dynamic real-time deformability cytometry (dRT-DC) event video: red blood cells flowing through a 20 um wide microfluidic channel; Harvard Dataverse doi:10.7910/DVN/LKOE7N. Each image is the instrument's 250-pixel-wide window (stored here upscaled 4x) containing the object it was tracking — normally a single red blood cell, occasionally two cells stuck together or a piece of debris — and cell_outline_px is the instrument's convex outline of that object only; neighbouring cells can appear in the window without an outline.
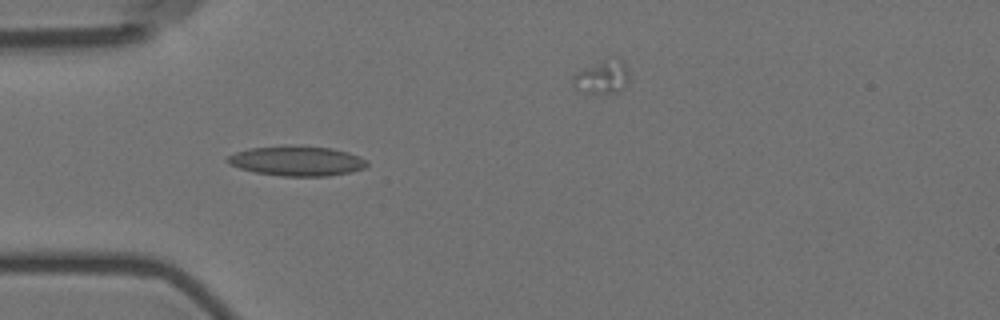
{"species": "Egyptian fruit bat (a non-hibernating species)", "species_latin": "Rousettus aegyptiacus", "temperature_condition": "room temperature", "stored_images_in_passage": 7, "camera_frame_rate_fps": 3000, "um_per_image_px": 0.085, "animal": {"sex": "female"}, "frame": {"image": 1, "passage_image": 5, "time_ms": 5.333, "image_size_px": [1000, 320], "cell_outline_px": [[368, 164], [364, 168], [352, 172], [328, 176], [280, 176], [256, 172], [240, 168], [228, 164], [224, 160], [228, 156], [236, 152], [248, 148], [292, 144], [332, 148], [348, 152], [360, 156], [368, 160]], "centroid_in_image_um": [25.24, 13.66], "position_along_channel_um": 59.8, "area_um2": 24.74}}
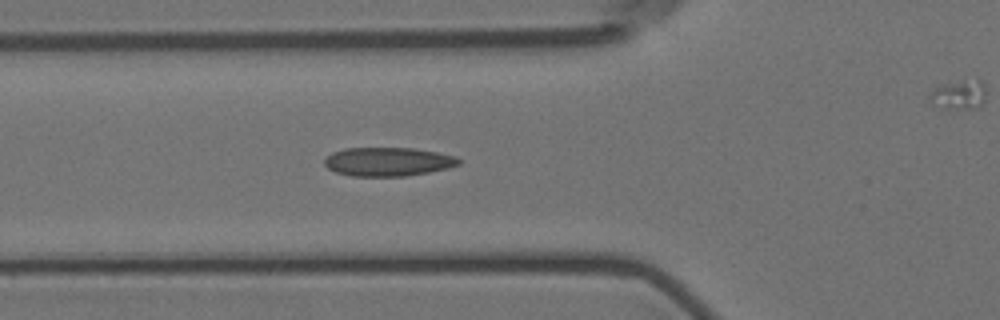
{"frame": {"image": 2, "passage_image": 6, "time_ms": 6.333, "image_size_px": [1000, 320], "cell_outline_px": [[460, 164], [448, 168], [428, 172], [404, 176], [352, 176], [336, 172], [328, 168], [324, 164], [324, 160], [332, 152], [344, 148], [412, 148], [436, 152], [456, 156], [460, 160]], "centroid_in_image_um": [32.97, 13.74], "position_along_channel_um": 92.8, "area_um2": 22.43}}